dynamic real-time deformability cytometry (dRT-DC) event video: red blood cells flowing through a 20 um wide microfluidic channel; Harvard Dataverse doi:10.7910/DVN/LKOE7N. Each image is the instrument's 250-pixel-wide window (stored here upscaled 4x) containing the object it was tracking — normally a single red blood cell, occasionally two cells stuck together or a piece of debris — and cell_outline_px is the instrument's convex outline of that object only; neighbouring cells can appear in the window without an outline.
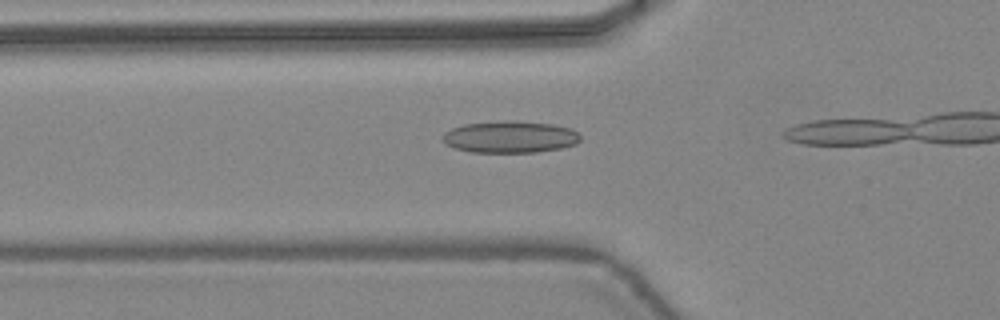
{"species": "common noctule bat (a hibernating species)", "species_latin": "Nyctalus noctula", "temperature_condition": "warm", "stored_images_in_passage": 14, "camera_frame_rate_fps": 3000, "um_per_image_px": 0.085, "animal": {"sex": "female", "body_mass_g": 24.6, "forearm_length_mm": 56.2}, "frame": {"image": 1, "passage_image": 12, "time_ms": 3.667, "image_size_px": [1000, 320], "cell_outline_px": [[580, 140], [576, 144], [560, 148], [536, 152], [472, 152], [456, 148], [444, 144], [444, 132], [452, 128], [464, 124], [504, 120], [552, 124], [572, 128], [580, 136]], "centroid_in_image_um": [43.36, 11.63], "position_along_channel_um": 82.4, "area_um2": 25.43}}